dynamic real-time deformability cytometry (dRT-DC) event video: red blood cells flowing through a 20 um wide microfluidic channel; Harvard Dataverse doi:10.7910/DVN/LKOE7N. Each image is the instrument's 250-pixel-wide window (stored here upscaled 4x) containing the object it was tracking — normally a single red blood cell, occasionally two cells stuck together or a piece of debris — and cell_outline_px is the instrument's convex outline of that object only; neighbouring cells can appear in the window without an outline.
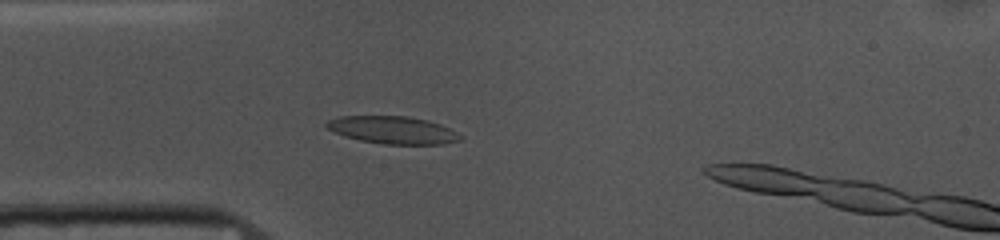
{"species": "common noctule bat (a hibernating species)", "species_latin": "Nyctalus noctula", "temperature_condition": "cold", "stored_images_in_passage": 40, "camera_frame_rate_fps": 3000, "um_per_image_px": 0.085, "animal": {"sex": "female", "body_mass_g": 10.0, "forearm_length_mm": 53.1}, "frame": {"image": 1, "passage_image": 12, "time_ms": 3.667, "image_size_px": [1000, 240], "cell_outline_px": [[464, 136], [460, 140], [444, 144], [384, 144], [360, 140], [344, 136], [328, 128], [324, 124], [328, 120], [340, 116], [408, 116], [428, 120], [440, 124]], "centroid_in_image_um": [33.4, 11.05], "position_along_channel_um": 51.6, "area_um2": 21.39}}
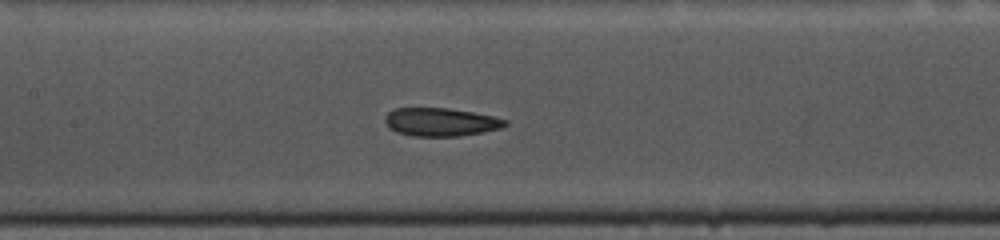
{"frame": {"image": 2, "passage_image": 22, "time_ms": 7.0, "image_size_px": [1000, 240], "cell_outline_px": [[508, 124], [504, 128], [460, 136], [412, 136], [396, 132], [388, 128], [384, 120], [384, 116], [388, 112], [396, 108], [448, 108], [472, 112], [492, 116], [508, 120]], "centroid_in_image_um": [37.45, 10.37], "position_along_channel_um": 169.9, "area_um2": 19.94}}
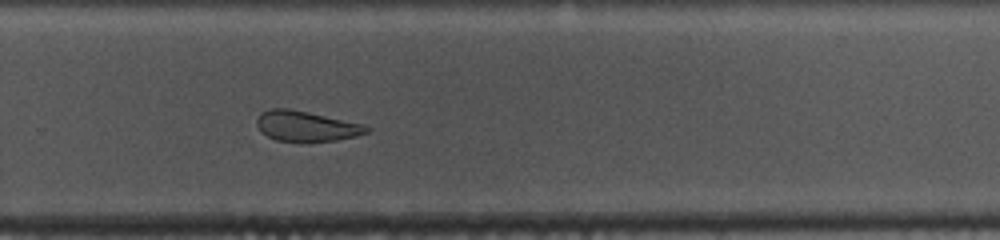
{"frame": {"image": 3, "passage_image": 33, "time_ms": 10.667, "image_size_px": [1000, 240], "cell_outline_px": [[368, 132], [356, 136], [336, 140], [304, 144], [276, 140], [260, 132], [256, 124], [256, 120], [260, 112], [272, 108], [288, 108], [308, 112], [364, 124], [368, 128]], "centroid_in_image_um": [25.98, 10.75], "position_along_channel_um": 303.8, "area_um2": 19.88}, "authors_computed_cell_mechanics": {"area_um2": 20.4323, "velocity_mm_per_s": 3.6718, "shape_relaxation_time_tau1_ms": null, "shape_relaxation_time_tau2_ms": 5.1229, "deformation_change_tau1": null, "deformation_change_tau2": 0.1086}}